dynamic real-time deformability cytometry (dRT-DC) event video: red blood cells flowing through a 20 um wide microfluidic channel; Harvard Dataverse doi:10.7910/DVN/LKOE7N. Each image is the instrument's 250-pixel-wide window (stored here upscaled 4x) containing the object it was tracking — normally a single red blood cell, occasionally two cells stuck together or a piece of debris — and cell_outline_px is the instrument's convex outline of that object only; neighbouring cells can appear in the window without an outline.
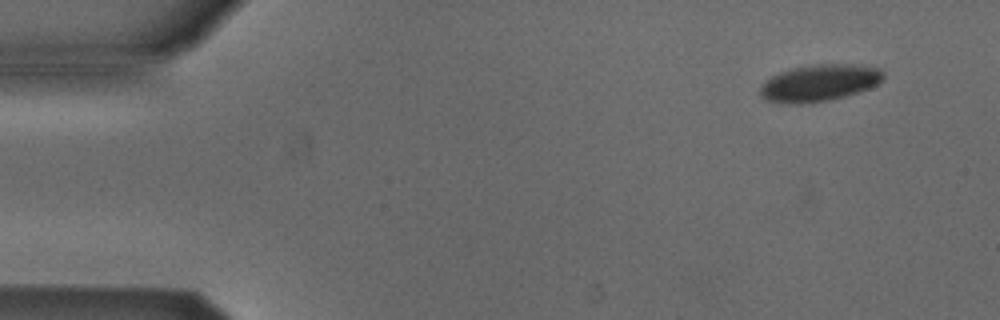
{"species": "Egyptian fruit bat (a non-hibernating species)", "species_latin": "Rousettus aegyptiacus", "temperature_condition": "cold", "stored_images_in_passage": 4, "camera_frame_rate_fps": 3000, "um_per_image_px": 0.085, "animal": {"sex": "male"}, "frame": {"image": 1, "passage_image": 1, "time_ms": 0.0, "image_size_px": [1000, 320], "cell_outline_px": [[884, 80], [868, 88], [844, 96], [828, 100], [800, 104], [796, 104], [768, 100], [760, 96], [760, 88], [772, 76], [780, 72], [792, 68], [812, 64], [852, 64], [880, 68], [884, 72]], "centroid_in_image_um": [69.68, 7.03], "position_along_channel_um": 15.3, "area_um2": 26.07}}
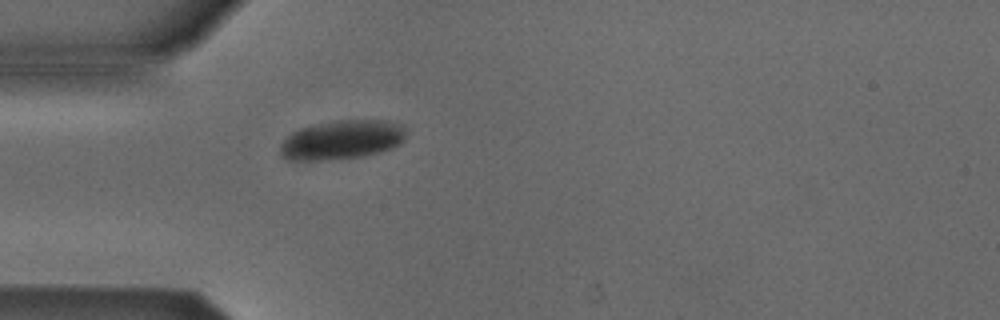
{"frame": {"image": 2, "passage_image": 4, "time_ms": 1.0, "image_size_px": [1000, 320], "cell_outline_px": [[404, 140], [400, 144], [392, 148], [364, 156], [328, 160], [288, 160], [280, 156], [280, 144], [292, 132], [300, 128], [332, 120], [388, 120], [404, 124]], "centroid_in_image_um": [29.06, 11.88], "position_along_channel_um": 55.9, "area_um2": 28.96}}